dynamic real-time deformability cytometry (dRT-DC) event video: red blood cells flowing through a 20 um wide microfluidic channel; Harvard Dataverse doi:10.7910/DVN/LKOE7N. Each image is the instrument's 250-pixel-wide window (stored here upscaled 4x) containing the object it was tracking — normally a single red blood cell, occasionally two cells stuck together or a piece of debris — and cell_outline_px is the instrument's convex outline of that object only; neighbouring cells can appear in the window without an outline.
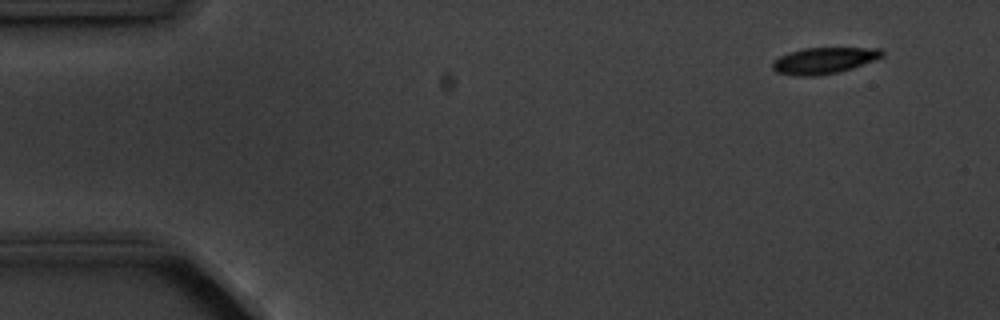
{"species": "common noctule bat (a hibernating species)", "species_latin": "Nyctalus noctula", "temperature_condition": "cold", "stored_images_in_passage": 14, "camera_frame_rate_fps": 3000, "um_per_image_px": 0.085, "animal": {"sex": "male", "body_mass_g": 20.1, "forearm_length_mm": 53.5}, "frame": {"image": 1, "passage_image": 1, "time_ms": 0.0, "image_size_px": [1000, 320], "cell_outline_px": [[884, 56], [852, 68], [836, 72], [816, 76], [796, 76], [776, 72], [772, 68], [772, 60], [780, 56], [804, 48], [880, 48], [884, 52]], "centroid_in_image_um": [70.01, 5.15], "position_along_channel_um": 15.0, "area_um2": 16.65}}
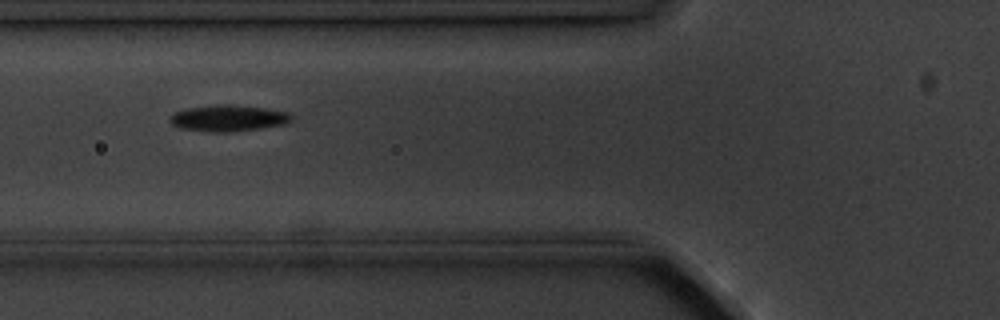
{"frame": {"image": 2, "passage_image": 5, "time_ms": 5.333, "image_size_px": [1000, 320], "cell_outline_px": [[292, 120], [280, 124], [256, 128], [228, 132], [212, 132], [180, 128], [172, 124], [168, 120], [168, 116], [172, 112], [188, 108], [216, 104], [232, 104], [264, 108], [288, 112], [292, 116]], "centroid_in_image_um": [19.3, 10.02], "position_along_channel_um": 106.5, "area_um2": 18.5}}
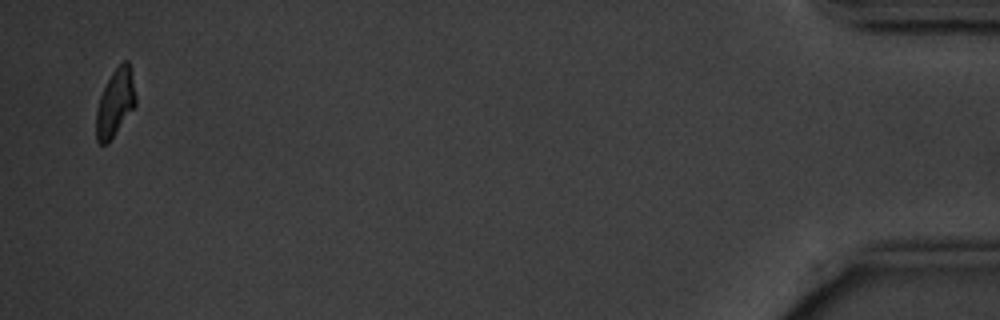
{"frame": {"image": 3, "passage_image": 14, "time_ms": 16.667, "image_size_px": [1000, 320], "cell_outline_px": [[136, 104], [108, 144], [100, 144], [96, 140], [96, 112], [100, 96], [112, 72], [124, 60], [128, 60], [132, 72], [136, 96]], "centroid_in_image_um": [9.8, 8.74], "position_along_channel_um": 425.4, "area_um2": 15.43}, "authors_computed_cell_mechanics": {"area_um2": 17.5423, "velocity_mm_per_s": 3.5801, "shape_relaxation_time_tau1_ms": 1.4372, "shape_relaxation_time_tau2_ms": null, "deformation_change_tau1": 0.0699, "deformation_change_tau2": null}}